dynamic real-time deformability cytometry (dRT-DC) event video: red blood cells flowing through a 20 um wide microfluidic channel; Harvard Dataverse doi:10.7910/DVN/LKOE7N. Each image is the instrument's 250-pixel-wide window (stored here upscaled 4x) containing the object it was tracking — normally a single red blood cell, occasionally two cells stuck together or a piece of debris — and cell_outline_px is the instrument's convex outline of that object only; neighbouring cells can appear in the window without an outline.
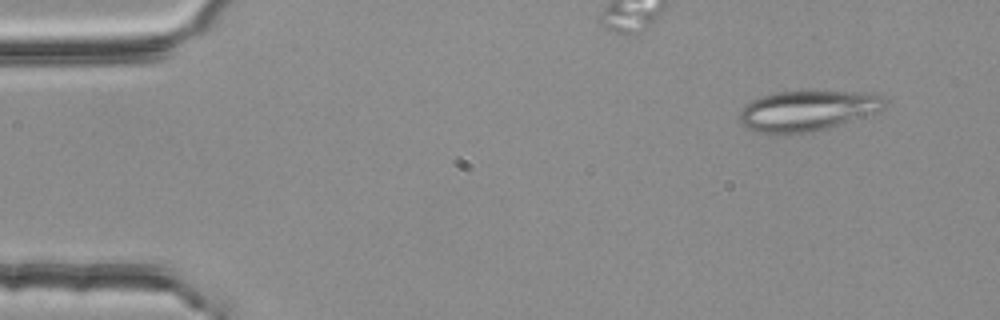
{"species": "common noctule bat (a hibernating species)", "species_latin": "Nyctalus noctula", "temperature_condition": "room temperature", "stored_images_in_passage": 4, "camera_frame_rate_fps": 3000, "um_per_image_px": 0.085, "animal": {"sex": "female", "body_mass_g": 25.1}, "frame": {"image": 1, "passage_image": 1, "time_ms": 0.0, "image_size_px": [1000, 320], "cell_outline_px": [[888, 100], [884, 108], [880, 112], [812, 132], [760, 132], [748, 128], [740, 120], [740, 108], [744, 104], [760, 96], [776, 92], [868, 92], [884, 96]], "centroid_in_image_um": [68.69, 9.38], "position_along_channel_um": 16.3, "area_um2": 33.81}}